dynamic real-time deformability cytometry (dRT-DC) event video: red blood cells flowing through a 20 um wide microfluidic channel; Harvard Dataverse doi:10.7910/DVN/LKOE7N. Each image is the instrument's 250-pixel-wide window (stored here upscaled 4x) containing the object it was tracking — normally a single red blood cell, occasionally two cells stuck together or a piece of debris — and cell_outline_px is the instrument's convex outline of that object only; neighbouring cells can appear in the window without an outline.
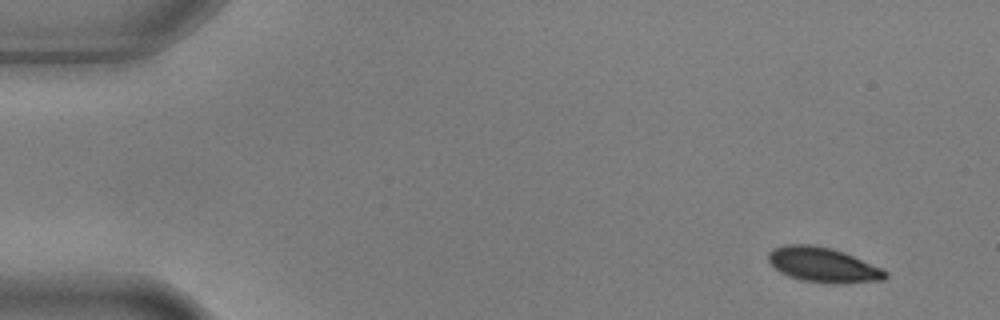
{"species": "common noctule bat (a hibernating species)", "species_latin": "Nyctalus noctula", "temperature_condition": "warm", "stored_images_in_passage": 14, "camera_frame_rate_fps": 3000, "um_per_image_px": 0.085, "animal": {"sex": "male", "body_mass_g": 17.9, "forearm_length_mm": 54.2}, "frame": {"image": 1, "passage_image": 1, "time_ms": 0.0, "image_size_px": [1000, 320], "cell_outline_px": [[888, 276], [884, 280], [844, 284], [836, 284], [800, 280], [788, 276], [780, 272], [768, 260], [768, 252], [772, 248], [784, 244], [812, 244], [832, 248], [844, 252], [880, 268], [888, 272]], "centroid_in_image_um": [69.95, 22.51], "position_along_channel_um": 15.1, "area_um2": 23.93}}
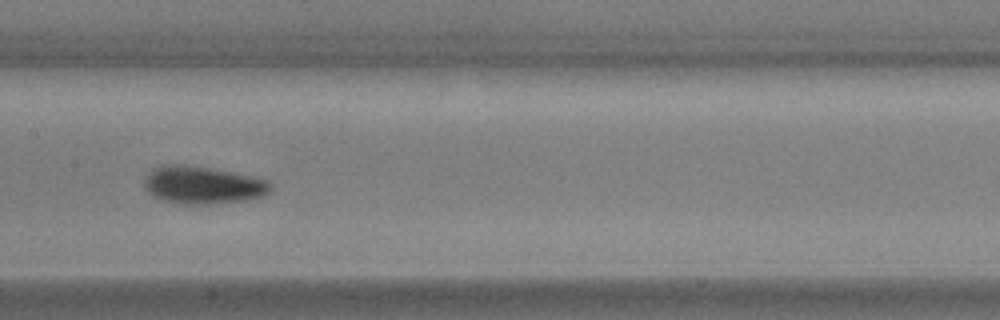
{"frame": {"image": 2, "passage_image": 7, "time_ms": 2.0, "image_size_px": [1000, 320], "cell_outline_px": [[272, 188], [264, 196], [248, 200], [208, 204], [176, 204], [160, 200], [152, 196], [144, 188], [144, 180], [152, 168], [160, 164], [188, 164], [216, 168], [252, 176], [268, 180], [272, 184]], "centroid_in_image_um": [17.21, 15.72], "position_along_channel_um": 190.2, "area_um2": 28.44}}
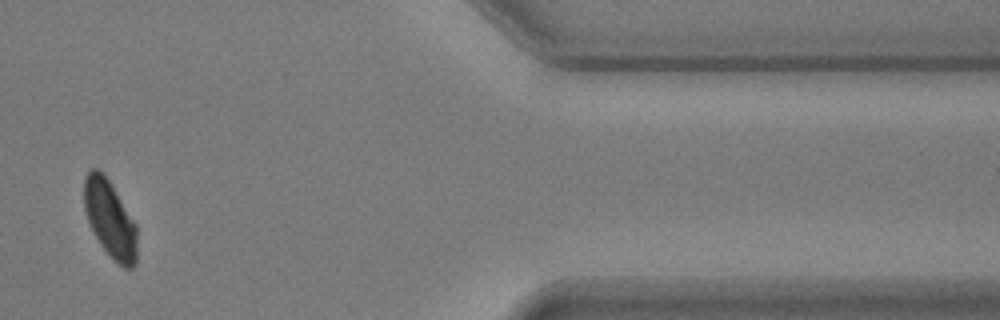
{"frame": {"image": 3, "passage_image": 12, "time_ms": 3.667, "image_size_px": [1000, 320], "cell_outline_px": [[136, 264], [132, 268], [124, 268], [112, 260], [100, 244], [88, 220], [84, 208], [84, 176], [92, 168], [100, 168], [104, 172], [136, 224]], "centroid_in_image_um": [9.34, 18.6], "position_along_channel_um": 402.1, "area_um2": 23.87}}